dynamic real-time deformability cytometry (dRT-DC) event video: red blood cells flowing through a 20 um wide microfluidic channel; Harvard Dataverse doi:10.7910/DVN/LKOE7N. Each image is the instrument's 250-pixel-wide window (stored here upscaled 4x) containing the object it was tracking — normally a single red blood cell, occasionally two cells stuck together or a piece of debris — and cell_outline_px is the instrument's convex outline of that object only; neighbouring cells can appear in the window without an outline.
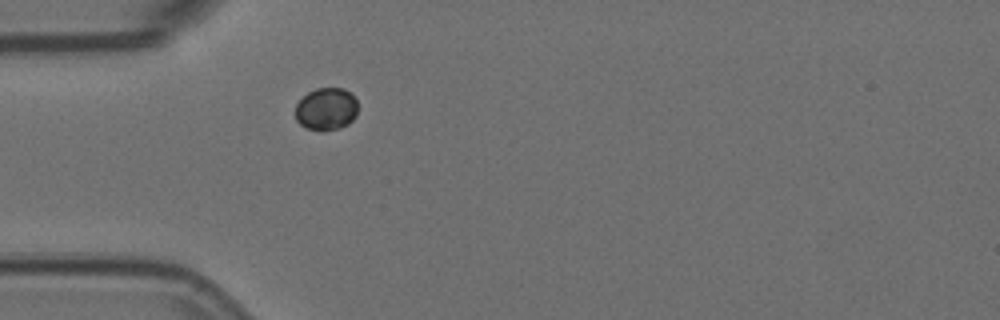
{"species": "Egyptian fruit bat (a non-hibernating species)", "species_latin": "Rousettus aegyptiacus", "temperature_condition": "room temperature", "stored_images_in_passage": 1, "camera_frame_rate_fps": 3000, "um_per_image_px": 0.085, "animal": {"sex": "female"}, "frame": {"image": 1, "passage_image": 1, "time_ms": 0.0, "image_size_px": [1000, 320], "cell_outline_px": [[356, 116], [348, 124], [340, 128], [320, 132], [304, 128], [296, 120], [296, 104], [308, 92], [316, 88], [344, 88], [356, 100]], "centroid_in_image_um": [27.71, 9.29], "position_along_channel_um": 57.3, "area_um2": 15.55}}